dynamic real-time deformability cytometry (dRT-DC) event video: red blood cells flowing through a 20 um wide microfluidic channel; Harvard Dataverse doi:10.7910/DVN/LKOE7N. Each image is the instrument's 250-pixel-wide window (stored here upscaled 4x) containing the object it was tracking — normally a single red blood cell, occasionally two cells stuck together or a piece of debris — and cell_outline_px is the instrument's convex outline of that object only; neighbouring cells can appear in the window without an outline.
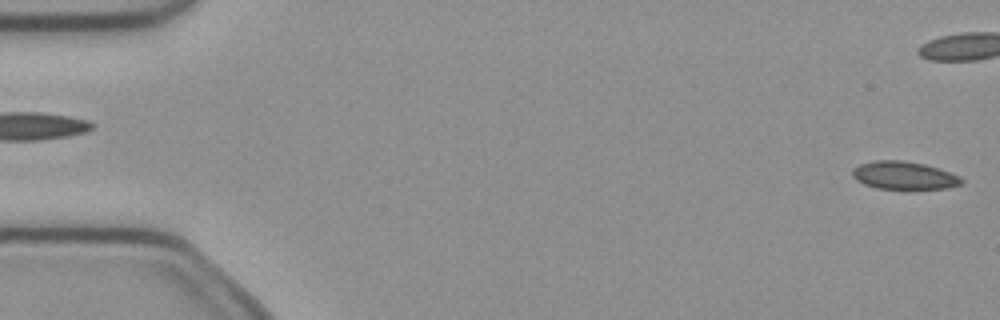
{"species": "common noctule bat (a hibernating species)", "species_latin": "Nyctalus noctula", "temperature_condition": "cold", "stored_images_in_passage": 5, "segment_of_instrument_passage": [2, 2], "camera_frame_rate_fps": 3000, "um_per_image_px": 0.085, "animal": {"sex": "female", "body_mass_g": 21.9}, "frame": {"image": 1, "passage_image": 5, "time_ms": 1.333, "image_size_px": [1000, 320], "cell_outline_px": [[964, 184], [948, 188], [912, 192], [876, 188], [864, 184], [856, 180], [852, 176], [852, 168], [860, 164], [872, 160], [904, 160], [924, 164], [940, 168], [960, 176], [964, 180]], "centroid_in_image_um": [76.89, 14.96], "position_along_channel_um": 8.1, "area_um2": 18.9}}